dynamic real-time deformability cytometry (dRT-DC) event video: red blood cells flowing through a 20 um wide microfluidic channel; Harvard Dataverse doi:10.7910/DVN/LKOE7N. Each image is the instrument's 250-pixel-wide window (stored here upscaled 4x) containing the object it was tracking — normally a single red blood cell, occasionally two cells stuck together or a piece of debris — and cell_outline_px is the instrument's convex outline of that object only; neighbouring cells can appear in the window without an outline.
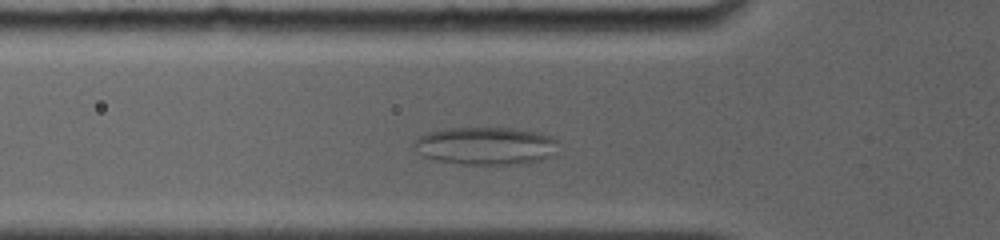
{"species": "common noctule bat (a hibernating species)", "species_latin": "Nyctalus noctula", "temperature_condition": "room temperature", "stored_images_in_passage": 13, "camera_frame_rate_fps": 4000, "um_per_image_px": 0.085, "animal": {"sex": "female", "body_mass_g": 19.0, "forearm_length_mm": 56.7}, "frame": {"image": 1, "passage_image": 8, "time_ms": 3.0, "image_size_px": [1000, 240], "cell_outline_px": [[560, 140], [556, 156], [544, 160], [520, 164], [464, 164], [432, 160], [424, 156], [420, 152], [416, 144], [416, 140], [420, 136], [428, 132], [448, 128], [512, 128], [540, 132], [552, 136]], "centroid_in_image_um": [41.43, 12.4], "position_along_channel_um": 84.4, "area_um2": 32.14}}
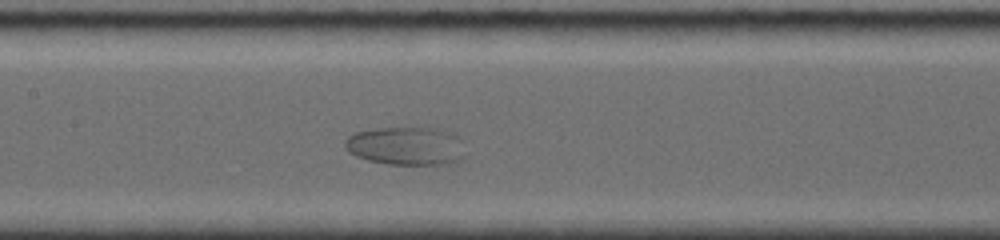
{"frame": {"image": 2, "passage_image": 13, "time_ms": 5.5, "image_size_px": [1000, 240], "cell_outline_px": [[456, 160], [436, 164], [388, 164], [368, 160], [356, 156], [348, 152], [344, 144], [344, 140], [348, 136], [356, 132], [380, 128], [424, 124], [452, 132], [456, 136]], "centroid_in_image_um": [34.33, 12.33], "position_along_channel_um": 173.1, "area_um2": 26.47}}